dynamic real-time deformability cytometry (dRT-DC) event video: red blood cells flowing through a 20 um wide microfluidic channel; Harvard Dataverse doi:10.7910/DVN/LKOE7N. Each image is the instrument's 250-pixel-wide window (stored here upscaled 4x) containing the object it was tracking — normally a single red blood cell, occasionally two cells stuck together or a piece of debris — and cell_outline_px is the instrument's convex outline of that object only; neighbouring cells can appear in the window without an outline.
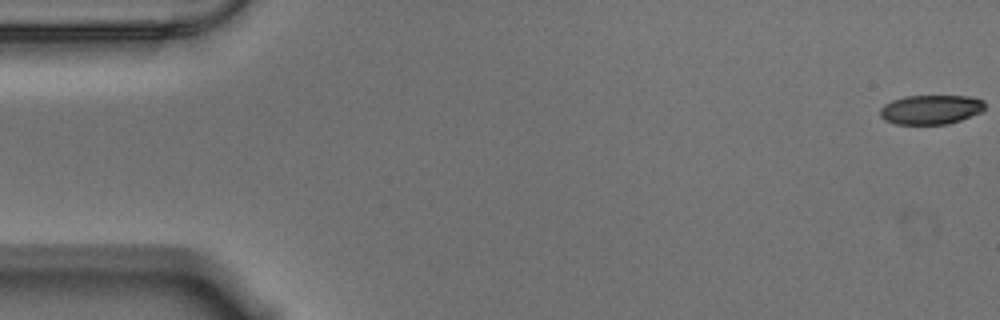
{"species": "Egyptian fruit bat (a non-hibernating species)", "species_latin": "Rousettus aegyptiacus", "temperature_condition": "warm", "stored_images_in_passage": 57, "camera_frame_rate_fps": 3000, "um_per_image_px": 0.085, "animal": {"sex": "male"}, "frame": {"image": 1, "passage_image": 1, "time_ms": 0.0, "image_size_px": [1000, 320], "cell_outline_px": [[984, 108], [980, 112], [960, 120], [948, 124], [896, 124], [884, 120], [880, 116], [880, 108], [884, 104], [892, 100], [904, 96], [968, 96], [984, 100]], "centroid_in_image_um": [79.08, 9.31], "position_along_channel_um": 5.9, "area_um2": 17.92}}
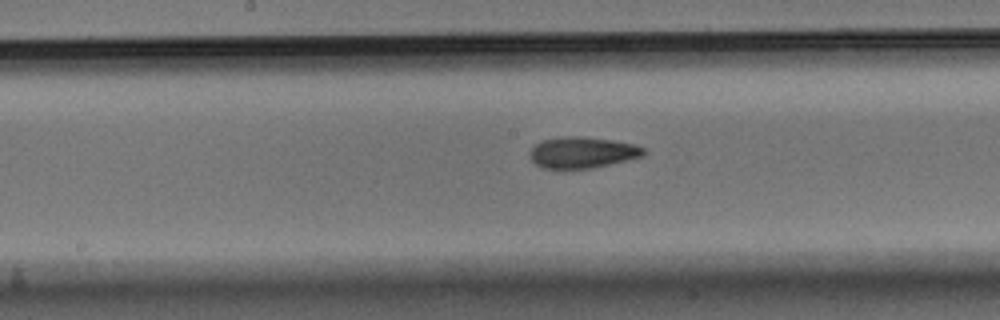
{"frame": {"image": 2, "passage_image": 29, "time_ms": 9.333, "image_size_px": [1000, 320], "cell_outline_px": [[644, 156], [592, 168], [544, 168], [536, 164], [532, 160], [528, 152], [540, 140], [564, 136], [584, 136], [612, 140], [636, 144], [644, 148]], "centroid_in_image_um": [49.49, 12.94], "position_along_channel_um": 198.7, "area_um2": 20.69}}
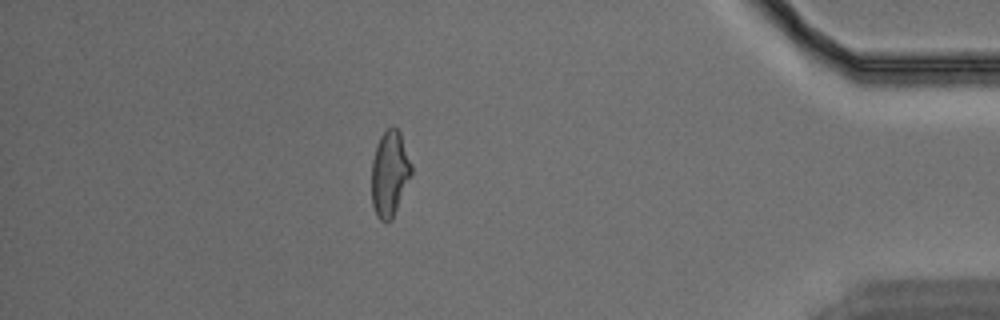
{"frame": {"image": 3, "passage_image": 50, "time_ms": 16.333, "image_size_px": [1000, 320], "cell_outline_px": [[412, 176], [392, 220], [380, 220], [376, 216], [372, 204], [372, 160], [380, 136], [392, 124], [400, 132], [412, 164]], "centroid_in_image_um": [33.14, 14.76], "position_along_channel_um": 402.1, "area_um2": 20.0}, "authors_computed_cell_mechanics": {"area_um2": 20.0566, "velocity_mm_per_s": 3.5416, "shape_relaxation_time_tau1_ms": 7.2097, "shape_relaxation_time_tau2_ms": 2.2067, "deformation_change_tau1": 0.1719, "deformation_change_tau2": 0.0849}}